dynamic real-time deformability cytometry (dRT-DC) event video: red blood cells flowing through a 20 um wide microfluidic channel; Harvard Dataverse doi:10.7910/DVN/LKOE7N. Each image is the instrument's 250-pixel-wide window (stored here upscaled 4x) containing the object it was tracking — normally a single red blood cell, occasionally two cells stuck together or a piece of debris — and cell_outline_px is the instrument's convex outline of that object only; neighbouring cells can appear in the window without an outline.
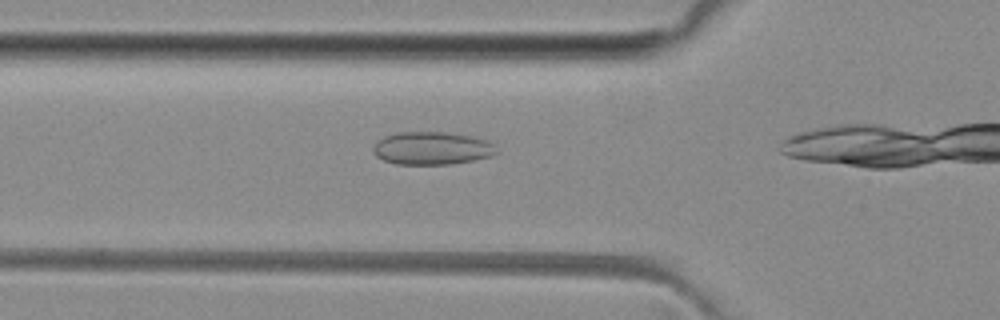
{"species": "common noctule bat (a hibernating species)", "species_latin": "Nyctalus noctula", "temperature_condition": "room temperature", "stored_images_in_passage": 14, "camera_frame_rate_fps": 3000, "um_per_image_px": 0.085, "animal": {"sex": "female", "body_mass_g": 29.2, "forearm_length_mm": 56.3}, "frame": {"image": 1, "passage_image": 10, "time_ms": 3.0, "image_size_px": [1000, 320], "cell_outline_px": [[500, 152], [492, 156], [452, 164], [396, 164], [384, 160], [376, 156], [372, 152], [372, 148], [384, 136], [396, 132], [444, 132], [472, 136], [488, 140]], "centroid_in_image_um": [36.73, 12.6], "position_along_channel_um": 89.1, "area_um2": 23.7}}